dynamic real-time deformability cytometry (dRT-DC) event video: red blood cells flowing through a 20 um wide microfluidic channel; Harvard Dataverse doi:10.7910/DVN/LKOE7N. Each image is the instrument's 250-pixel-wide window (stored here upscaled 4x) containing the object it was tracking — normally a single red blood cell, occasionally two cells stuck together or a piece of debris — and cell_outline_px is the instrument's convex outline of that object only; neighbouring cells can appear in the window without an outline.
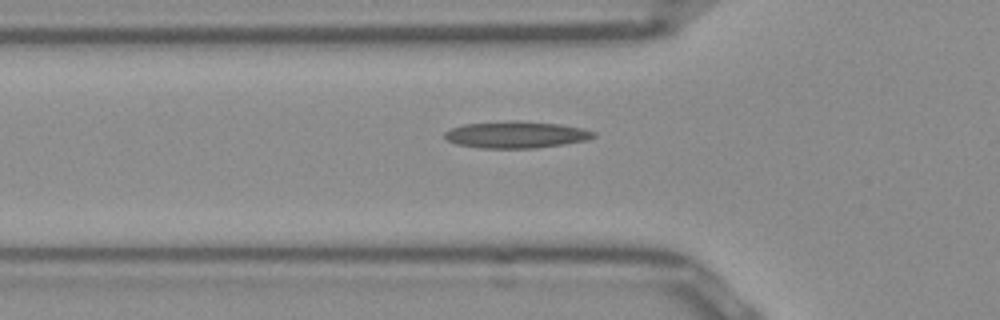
{"species": "Egyptian fruit bat (a non-hibernating species)", "species_latin": "Rousettus aegyptiacus", "temperature_condition": "room temperature", "stored_images_in_passage": 33, "camera_frame_rate_fps": 3000, "um_per_image_px": 0.085, "frame": {"image": 1, "passage_image": 4, "time_ms": 1.0, "image_size_px": [1000, 320], "cell_outline_px": [[596, 136], [584, 140], [564, 144], [536, 148], [480, 148], [456, 144], [448, 140], [444, 136], [444, 132], [452, 128], [464, 124], [508, 120], [520, 120], [560, 124], [584, 128], [596, 132]], "centroid_in_image_um": [43.87, 11.43], "position_along_channel_um": 81.9, "area_um2": 23.41}}
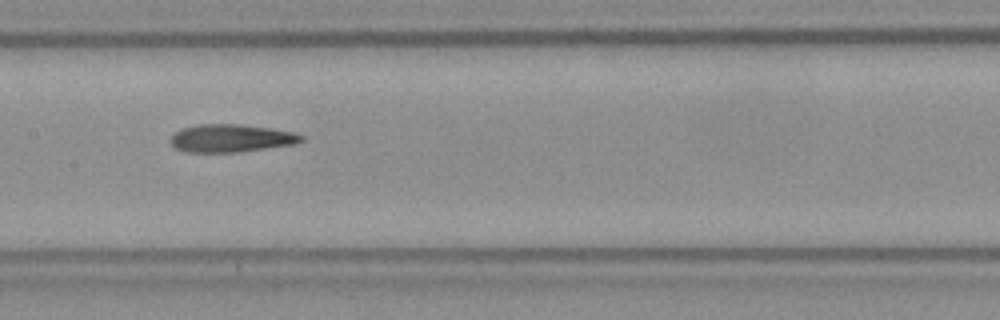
{"frame": {"image": 2, "passage_image": 12, "time_ms": 3.667, "image_size_px": [1000, 320], "cell_outline_px": [[304, 140], [296, 144], [240, 152], [184, 152], [176, 148], [168, 140], [180, 128], [196, 124], [240, 124], [272, 128], [296, 132], [304, 136]], "centroid_in_image_um": [19.66, 11.74], "position_along_channel_um": 187.7, "area_um2": 21.56}}
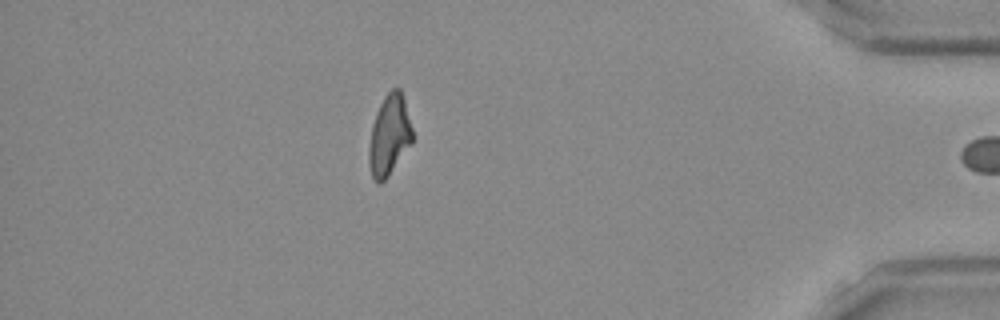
{"frame": {"image": 3, "passage_image": 32, "time_ms": 10.333, "image_size_px": [1000, 320], "cell_outline_px": [[412, 144], [388, 176], [380, 184], [376, 184], [372, 180], [368, 164], [368, 148], [372, 124], [376, 112], [384, 96], [392, 88], [400, 88], [404, 100], [412, 128]], "centroid_in_image_um": [33.06, 11.55], "position_along_channel_um": 402.1, "area_um2": 20.63}, "authors_computed_cell_mechanics": {"area_um2": 21.2704, "velocity_mm_per_s": 3.9294, "shape_relaxation_time_tau1_ms": null, "shape_relaxation_time_tau2_ms": 3.4552, "deformation_change_tau1": null, "deformation_change_tau2": 0.1371}}